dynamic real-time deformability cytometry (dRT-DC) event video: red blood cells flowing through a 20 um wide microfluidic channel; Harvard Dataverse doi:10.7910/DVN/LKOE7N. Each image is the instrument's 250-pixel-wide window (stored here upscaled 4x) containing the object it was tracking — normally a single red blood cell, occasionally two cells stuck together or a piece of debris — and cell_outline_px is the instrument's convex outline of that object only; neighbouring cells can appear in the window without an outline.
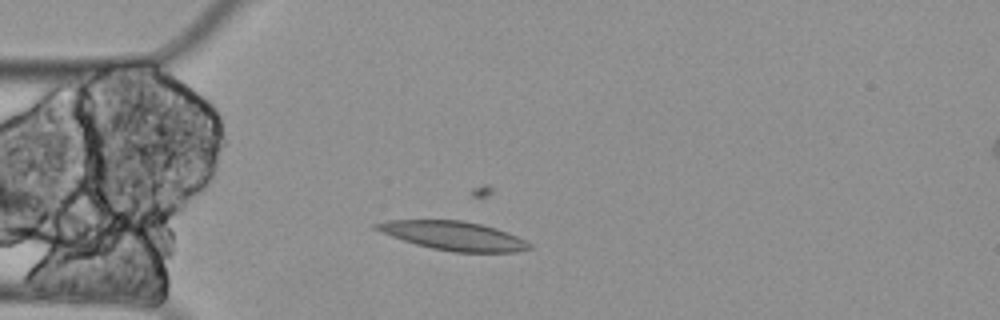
{"species": "Egyptian fruit bat (a non-hibernating species)", "species_latin": "Rousettus aegyptiacus", "temperature_condition": "cold", "stored_images_in_passage": 2, "camera_frame_rate_fps": 3000, "um_per_image_px": 0.085, "animal": {"sex": "female"}, "frame": {"image": 1, "passage_image": 2, "time_ms": 0.333, "image_size_px": [1000, 320], "cell_outline_px": [[532, 248], [516, 252], [452, 252], [432, 248], [416, 244], [380, 232], [372, 228], [372, 224], [388, 220], [460, 220], [480, 224], [496, 228], [508, 232], [532, 244]], "centroid_in_image_um": [38.54, 20.04], "position_along_channel_um": 46.5, "area_um2": 25.66}}